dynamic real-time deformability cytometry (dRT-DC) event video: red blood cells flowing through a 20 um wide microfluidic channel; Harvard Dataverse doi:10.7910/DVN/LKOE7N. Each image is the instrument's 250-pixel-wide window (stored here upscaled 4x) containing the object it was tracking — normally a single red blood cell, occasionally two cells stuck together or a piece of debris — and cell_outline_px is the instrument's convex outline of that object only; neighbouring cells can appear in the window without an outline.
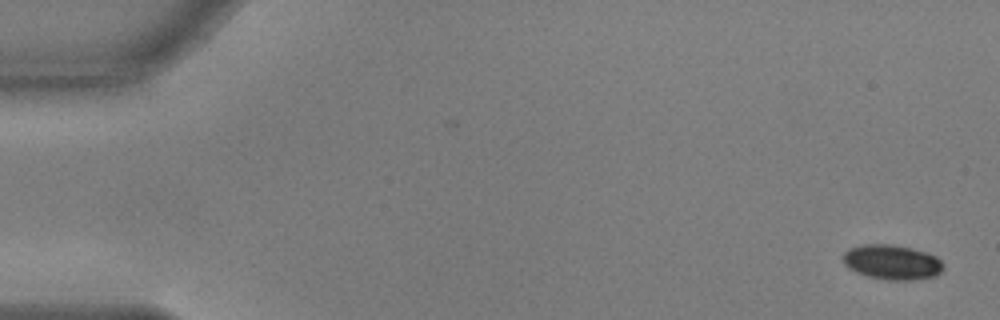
{"species": "common noctule bat (a hibernating species)", "species_latin": "Nyctalus noctula", "temperature_condition": "warm", "stored_images_in_passage": 54, "camera_frame_rate_fps": 3000, "um_per_image_px": 0.085, "animal": {"sex": "male", "body_mass_g": 17.9, "forearm_length_mm": 54.2}, "frame": {"image": 1, "passage_image": 1, "time_ms": 0.0, "image_size_px": [1000, 320], "cell_outline_px": [[940, 272], [936, 276], [912, 280], [888, 280], [868, 276], [856, 272], [848, 268], [844, 264], [844, 252], [848, 248], [864, 244], [892, 244], [912, 248], [928, 252], [936, 256], [940, 260]], "centroid_in_image_um": [75.79, 22.27], "position_along_channel_um": 9.2, "area_um2": 20.29}}
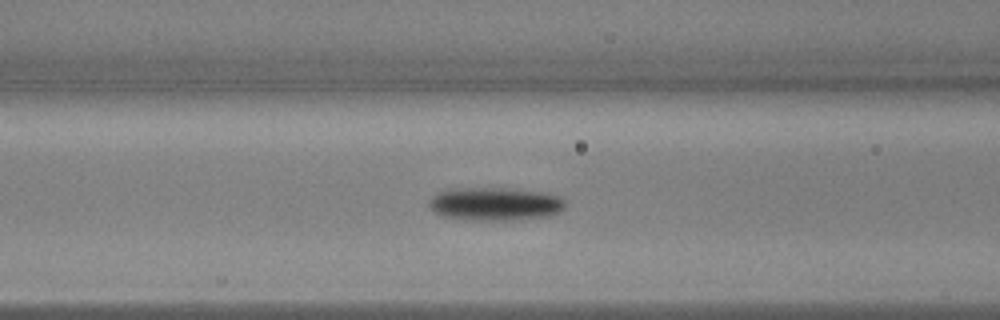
{"frame": {"image": 2, "passage_image": 22, "time_ms": 7.0, "image_size_px": [1000, 320], "cell_outline_px": [[564, 208], [560, 212], [548, 216], [508, 220], [464, 220], [440, 216], [432, 212], [428, 204], [428, 200], [436, 192], [448, 188], [508, 188], [548, 192], [560, 196], [564, 200]], "centroid_in_image_um": [42.02, 17.32], "position_along_channel_um": 124.6, "area_um2": 26.99}}
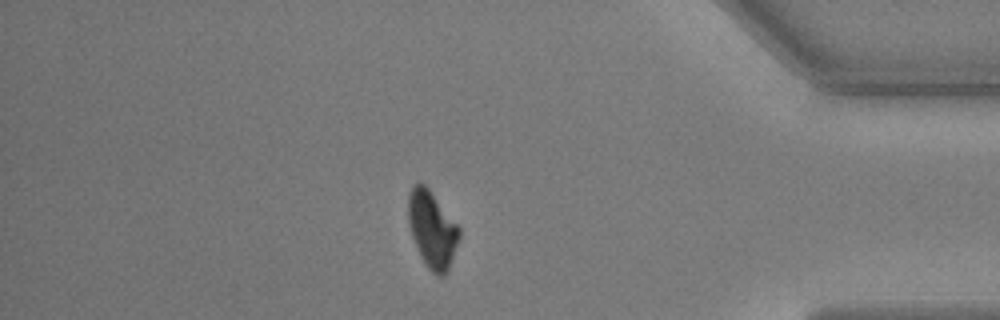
{"frame": {"image": 3, "passage_image": 47, "time_ms": 15.333, "image_size_px": [1000, 320], "cell_outline_px": [[460, 236], [448, 272], [444, 276], [436, 276], [428, 268], [420, 256], [412, 236], [408, 224], [408, 196], [412, 184], [420, 180], [428, 188], [460, 228]], "centroid_in_image_um": [36.72, 19.5], "position_along_channel_um": 398.5, "area_um2": 22.89}, "authors_computed_cell_mechanics": {"area_um2": 23.9581, "velocity_mm_per_s": 3.6744, "shape_relaxation_time_tau1_ms": 2.2257, "shape_relaxation_time_tau2_ms": null, "deformation_change_tau1": 0.1199, "deformation_change_tau2": null}}